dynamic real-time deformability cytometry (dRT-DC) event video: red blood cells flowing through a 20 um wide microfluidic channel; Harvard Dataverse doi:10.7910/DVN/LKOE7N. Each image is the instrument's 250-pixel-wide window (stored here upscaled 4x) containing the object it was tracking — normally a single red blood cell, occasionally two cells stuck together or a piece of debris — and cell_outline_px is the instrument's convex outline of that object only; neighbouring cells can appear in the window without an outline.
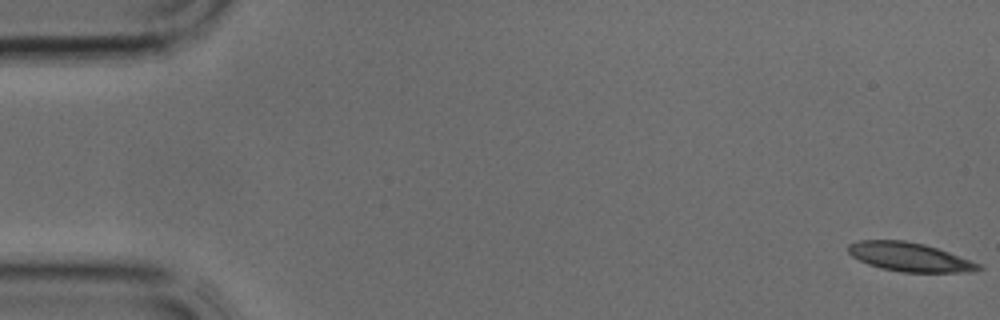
{"species": "common noctule bat (a hibernating species)", "species_latin": "Nyctalus noctula", "temperature_condition": "cold", "stored_images_in_passage": 40, "camera_frame_rate_fps": 3000, "um_per_image_px": 0.085, "animal": {"sex": "male", "body_mass_g": 17.9, "forearm_length_mm": 54.2}, "frame": {"image": 1, "passage_image": 1, "time_ms": 0.0, "image_size_px": [1000, 320], "cell_outline_px": [[984, 268], [968, 272], [900, 272], [880, 268], [868, 264], [852, 256], [848, 252], [848, 244], [860, 240], [904, 240], [924, 244], [948, 252], [980, 264]], "centroid_in_image_um": [77.28, 21.84], "position_along_channel_um": 7.7, "area_um2": 21.73}}
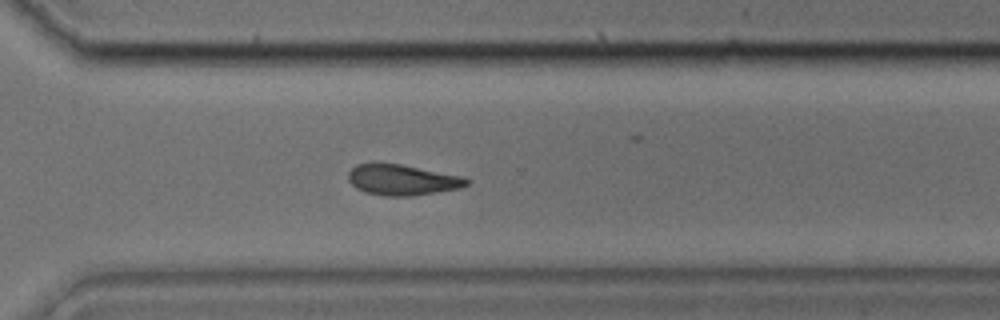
{"frame": {"image": 2, "passage_image": 28, "time_ms": 9.0, "image_size_px": [1000, 320], "cell_outline_px": [[472, 180], [468, 184], [460, 188], [412, 196], [388, 196], [364, 192], [356, 188], [348, 180], [348, 172], [356, 164], [400, 164], [464, 176]], "centroid_in_image_um": [34.22, 15.3], "position_along_channel_um": 336.4, "area_um2": 21.1}}
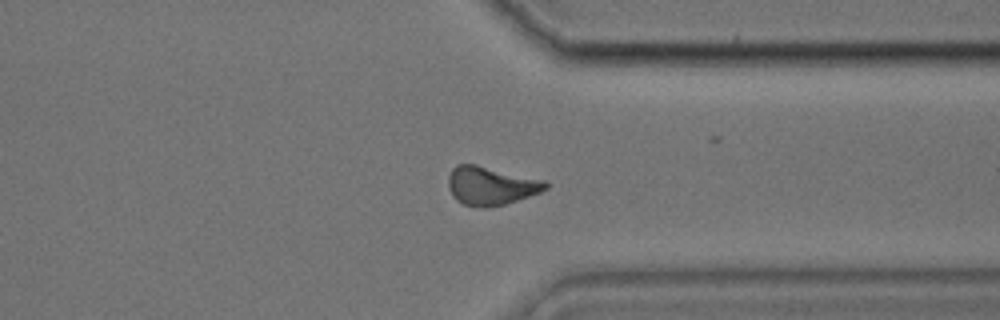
{"frame": {"image": 3, "passage_image": 30, "time_ms": 9.667, "image_size_px": [1000, 320], "cell_outline_px": [[548, 188], [540, 192], [504, 204], [488, 208], [484, 208], [464, 204], [456, 200], [452, 196], [448, 188], [448, 176], [452, 168], [456, 164], [476, 164], [548, 180]], "centroid_in_image_um": [41.72, 15.77], "position_along_channel_um": 369.7, "area_um2": 22.08}}